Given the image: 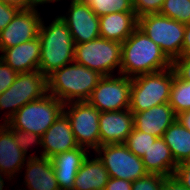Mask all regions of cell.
Here are the masks:
<instances>
[{"instance_id": "cell-6", "label": "cell", "mask_w": 190, "mask_h": 190, "mask_svg": "<svg viewBox=\"0 0 190 190\" xmlns=\"http://www.w3.org/2000/svg\"><path fill=\"white\" fill-rule=\"evenodd\" d=\"M64 103L47 93L21 107L8 121L14 128L42 136L63 113Z\"/></svg>"}, {"instance_id": "cell-34", "label": "cell", "mask_w": 190, "mask_h": 190, "mask_svg": "<svg viewBox=\"0 0 190 190\" xmlns=\"http://www.w3.org/2000/svg\"><path fill=\"white\" fill-rule=\"evenodd\" d=\"M175 74L182 80L190 82V56H180L172 62Z\"/></svg>"}, {"instance_id": "cell-3", "label": "cell", "mask_w": 190, "mask_h": 190, "mask_svg": "<svg viewBox=\"0 0 190 190\" xmlns=\"http://www.w3.org/2000/svg\"><path fill=\"white\" fill-rule=\"evenodd\" d=\"M43 22L41 20L38 32L41 44L39 71L47 77L74 61L75 42L59 15L47 27Z\"/></svg>"}, {"instance_id": "cell-4", "label": "cell", "mask_w": 190, "mask_h": 190, "mask_svg": "<svg viewBox=\"0 0 190 190\" xmlns=\"http://www.w3.org/2000/svg\"><path fill=\"white\" fill-rule=\"evenodd\" d=\"M131 79L129 109L132 112H142L169 102L173 67L156 73L138 75Z\"/></svg>"}, {"instance_id": "cell-33", "label": "cell", "mask_w": 190, "mask_h": 190, "mask_svg": "<svg viewBox=\"0 0 190 190\" xmlns=\"http://www.w3.org/2000/svg\"><path fill=\"white\" fill-rule=\"evenodd\" d=\"M18 73L0 58V94L15 81Z\"/></svg>"}, {"instance_id": "cell-17", "label": "cell", "mask_w": 190, "mask_h": 190, "mask_svg": "<svg viewBox=\"0 0 190 190\" xmlns=\"http://www.w3.org/2000/svg\"><path fill=\"white\" fill-rule=\"evenodd\" d=\"M134 128L141 132L162 137L166 129L177 119L169 103L153 106L142 112H133Z\"/></svg>"}, {"instance_id": "cell-36", "label": "cell", "mask_w": 190, "mask_h": 190, "mask_svg": "<svg viewBox=\"0 0 190 190\" xmlns=\"http://www.w3.org/2000/svg\"><path fill=\"white\" fill-rule=\"evenodd\" d=\"M104 190H132V181L109 177Z\"/></svg>"}, {"instance_id": "cell-12", "label": "cell", "mask_w": 190, "mask_h": 190, "mask_svg": "<svg viewBox=\"0 0 190 190\" xmlns=\"http://www.w3.org/2000/svg\"><path fill=\"white\" fill-rule=\"evenodd\" d=\"M37 4L31 8L21 9L13 20L0 32V51L14 47L38 37L42 17L36 10Z\"/></svg>"}, {"instance_id": "cell-8", "label": "cell", "mask_w": 190, "mask_h": 190, "mask_svg": "<svg viewBox=\"0 0 190 190\" xmlns=\"http://www.w3.org/2000/svg\"><path fill=\"white\" fill-rule=\"evenodd\" d=\"M47 93V77L39 70L18 73L12 85L0 94V109H10L4 115V123L25 104L40 99Z\"/></svg>"}, {"instance_id": "cell-26", "label": "cell", "mask_w": 190, "mask_h": 190, "mask_svg": "<svg viewBox=\"0 0 190 190\" xmlns=\"http://www.w3.org/2000/svg\"><path fill=\"white\" fill-rule=\"evenodd\" d=\"M97 16L116 12H135L133 0H82Z\"/></svg>"}, {"instance_id": "cell-5", "label": "cell", "mask_w": 190, "mask_h": 190, "mask_svg": "<svg viewBox=\"0 0 190 190\" xmlns=\"http://www.w3.org/2000/svg\"><path fill=\"white\" fill-rule=\"evenodd\" d=\"M138 27L160 47L171 62L181 56L186 24L155 13L138 17Z\"/></svg>"}, {"instance_id": "cell-21", "label": "cell", "mask_w": 190, "mask_h": 190, "mask_svg": "<svg viewBox=\"0 0 190 190\" xmlns=\"http://www.w3.org/2000/svg\"><path fill=\"white\" fill-rule=\"evenodd\" d=\"M138 27L135 12H116L99 17L100 37L123 43Z\"/></svg>"}, {"instance_id": "cell-20", "label": "cell", "mask_w": 190, "mask_h": 190, "mask_svg": "<svg viewBox=\"0 0 190 190\" xmlns=\"http://www.w3.org/2000/svg\"><path fill=\"white\" fill-rule=\"evenodd\" d=\"M26 167L24 182L29 190H60L50 158L30 155Z\"/></svg>"}, {"instance_id": "cell-18", "label": "cell", "mask_w": 190, "mask_h": 190, "mask_svg": "<svg viewBox=\"0 0 190 190\" xmlns=\"http://www.w3.org/2000/svg\"><path fill=\"white\" fill-rule=\"evenodd\" d=\"M41 44L39 38L3 50L0 58L17 73L39 70Z\"/></svg>"}, {"instance_id": "cell-14", "label": "cell", "mask_w": 190, "mask_h": 190, "mask_svg": "<svg viewBox=\"0 0 190 190\" xmlns=\"http://www.w3.org/2000/svg\"><path fill=\"white\" fill-rule=\"evenodd\" d=\"M133 129L134 117L130 109L101 112L99 118L100 146L125 143Z\"/></svg>"}, {"instance_id": "cell-32", "label": "cell", "mask_w": 190, "mask_h": 190, "mask_svg": "<svg viewBox=\"0 0 190 190\" xmlns=\"http://www.w3.org/2000/svg\"><path fill=\"white\" fill-rule=\"evenodd\" d=\"M21 9L17 5L0 0V32L13 20Z\"/></svg>"}, {"instance_id": "cell-7", "label": "cell", "mask_w": 190, "mask_h": 190, "mask_svg": "<svg viewBox=\"0 0 190 190\" xmlns=\"http://www.w3.org/2000/svg\"><path fill=\"white\" fill-rule=\"evenodd\" d=\"M122 43L96 38L93 41L75 44L74 62L110 76L118 67L120 74Z\"/></svg>"}, {"instance_id": "cell-25", "label": "cell", "mask_w": 190, "mask_h": 190, "mask_svg": "<svg viewBox=\"0 0 190 190\" xmlns=\"http://www.w3.org/2000/svg\"><path fill=\"white\" fill-rule=\"evenodd\" d=\"M169 105L175 114L190 110V82L180 79L173 69V83L170 91Z\"/></svg>"}, {"instance_id": "cell-22", "label": "cell", "mask_w": 190, "mask_h": 190, "mask_svg": "<svg viewBox=\"0 0 190 190\" xmlns=\"http://www.w3.org/2000/svg\"><path fill=\"white\" fill-rule=\"evenodd\" d=\"M141 159L148 174H157L164 177L174 176L178 166L170 148L162 137L154 141Z\"/></svg>"}, {"instance_id": "cell-10", "label": "cell", "mask_w": 190, "mask_h": 190, "mask_svg": "<svg viewBox=\"0 0 190 190\" xmlns=\"http://www.w3.org/2000/svg\"><path fill=\"white\" fill-rule=\"evenodd\" d=\"M63 113L70 121L77 144L95 151L100 146L99 118L101 112L87 101H81L64 104Z\"/></svg>"}, {"instance_id": "cell-24", "label": "cell", "mask_w": 190, "mask_h": 190, "mask_svg": "<svg viewBox=\"0 0 190 190\" xmlns=\"http://www.w3.org/2000/svg\"><path fill=\"white\" fill-rule=\"evenodd\" d=\"M162 138L170 148L177 164L190 158V131L177 119L166 129Z\"/></svg>"}, {"instance_id": "cell-35", "label": "cell", "mask_w": 190, "mask_h": 190, "mask_svg": "<svg viewBox=\"0 0 190 190\" xmlns=\"http://www.w3.org/2000/svg\"><path fill=\"white\" fill-rule=\"evenodd\" d=\"M174 176L190 190V164L187 161L178 164Z\"/></svg>"}, {"instance_id": "cell-30", "label": "cell", "mask_w": 190, "mask_h": 190, "mask_svg": "<svg viewBox=\"0 0 190 190\" xmlns=\"http://www.w3.org/2000/svg\"><path fill=\"white\" fill-rule=\"evenodd\" d=\"M164 176L147 174L132 182V190H162Z\"/></svg>"}, {"instance_id": "cell-9", "label": "cell", "mask_w": 190, "mask_h": 190, "mask_svg": "<svg viewBox=\"0 0 190 190\" xmlns=\"http://www.w3.org/2000/svg\"><path fill=\"white\" fill-rule=\"evenodd\" d=\"M95 152L109 177L133 182L148 174L142 159L133 154L124 143L102 145Z\"/></svg>"}, {"instance_id": "cell-13", "label": "cell", "mask_w": 190, "mask_h": 190, "mask_svg": "<svg viewBox=\"0 0 190 190\" xmlns=\"http://www.w3.org/2000/svg\"><path fill=\"white\" fill-rule=\"evenodd\" d=\"M69 7L68 14L60 18L68 26L75 44L99 38V16L82 0L70 3Z\"/></svg>"}, {"instance_id": "cell-40", "label": "cell", "mask_w": 190, "mask_h": 190, "mask_svg": "<svg viewBox=\"0 0 190 190\" xmlns=\"http://www.w3.org/2000/svg\"><path fill=\"white\" fill-rule=\"evenodd\" d=\"M177 120L190 131V110L177 114Z\"/></svg>"}, {"instance_id": "cell-15", "label": "cell", "mask_w": 190, "mask_h": 190, "mask_svg": "<svg viewBox=\"0 0 190 190\" xmlns=\"http://www.w3.org/2000/svg\"><path fill=\"white\" fill-rule=\"evenodd\" d=\"M26 154L17 145L11 129L5 124H0V190H3L4 178L12 180L15 173L23 168ZM3 175V176H2Z\"/></svg>"}, {"instance_id": "cell-31", "label": "cell", "mask_w": 190, "mask_h": 190, "mask_svg": "<svg viewBox=\"0 0 190 190\" xmlns=\"http://www.w3.org/2000/svg\"><path fill=\"white\" fill-rule=\"evenodd\" d=\"M163 2L164 0H133V9L137 17L155 14L160 12Z\"/></svg>"}, {"instance_id": "cell-27", "label": "cell", "mask_w": 190, "mask_h": 190, "mask_svg": "<svg viewBox=\"0 0 190 190\" xmlns=\"http://www.w3.org/2000/svg\"><path fill=\"white\" fill-rule=\"evenodd\" d=\"M160 15L180 23H190V0H164Z\"/></svg>"}, {"instance_id": "cell-16", "label": "cell", "mask_w": 190, "mask_h": 190, "mask_svg": "<svg viewBox=\"0 0 190 190\" xmlns=\"http://www.w3.org/2000/svg\"><path fill=\"white\" fill-rule=\"evenodd\" d=\"M41 137V146L44 149L41 152V156L47 158H52L58 153L79 147L71 129L70 121L64 113L59 116Z\"/></svg>"}, {"instance_id": "cell-37", "label": "cell", "mask_w": 190, "mask_h": 190, "mask_svg": "<svg viewBox=\"0 0 190 190\" xmlns=\"http://www.w3.org/2000/svg\"><path fill=\"white\" fill-rule=\"evenodd\" d=\"M162 190H188L175 176L165 177Z\"/></svg>"}, {"instance_id": "cell-19", "label": "cell", "mask_w": 190, "mask_h": 190, "mask_svg": "<svg viewBox=\"0 0 190 190\" xmlns=\"http://www.w3.org/2000/svg\"><path fill=\"white\" fill-rule=\"evenodd\" d=\"M87 150L79 146L50 158L60 190H72L76 174L88 156Z\"/></svg>"}, {"instance_id": "cell-23", "label": "cell", "mask_w": 190, "mask_h": 190, "mask_svg": "<svg viewBox=\"0 0 190 190\" xmlns=\"http://www.w3.org/2000/svg\"><path fill=\"white\" fill-rule=\"evenodd\" d=\"M88 157L76 174L72 190H104L108 182V172L98 156L92 160Z\"/></svg>"}, {"instance_id": "cell-38", "label": "cell", "mask_w": 190, "mask_h": 190, "mask_svg": "<svg viewBox=\"0 0 190 190\" xmlns=\"http://www.w3.org/2000/svg\"><path fill=\"white\" fill-rule=\"evenodd\" d=\"M181 56H190V23L186 24Z\"/></svg>"}, {"instance_id": "cell-2", "label": "cell", "mask_w": 190, "mask_h": 190, "mask_svg": "<svg viewBox=\"0 0 190 190\" xmlns=\"http://www.w3.org/2000/svg\"><path fill=\"white\" fill-rule=\"evenodd\" d=\"M71 64L47 76V92L64 104L87 101L103 77L99 72L74 61Z\"/></svg>"}, {"instance_id": "cell-28", "label": "cell", "mask_w": 190, "mask_h": 190, "mask_svg": "<svg viewBox=\"0 0 190 190\" xmlns=\"http://www.w3.org/2000/svg\"><path fill=\"white\" fill-rule=\"evenodd\" d=\"M157 138L134 128L124 144L133 154L142 158Z\"/></svg>"}, {"instance_id": "cell-29", "label": "cell", "mask_w": 190, "mask_h": 190, "mask_svg": "<svg viewBox=\"0 0 190 190\" xmlns=\"http://www.w3.org/2000/svg\"><path fill=\"white\" fill-rule=\"evenodd\" d=\"M5 124L11 129L17 145L25 154H27L28 148L32 146L31 144L42 145V137L40 135L14 128L9 122Z\"/></svg>"}, {"instance_id": "cell-11", "label": "cell", "mask_w": 190, "mask_h": 190, "mask_svg": "<svg viewBox=\"0 0 190 190\" xmlns=\"http://www.w3.org/2000/svg\"><path fill=\"white\" fill-rule=\"evenodd\" d=\"M103 76L87 102L100 112L126 110L130 107L132 79L121 74Z\"/></svg>"}, {"instance_id": "cell-41", "label": "cell", "mask_w": 190, "mask_h": 190, "mask_svg": "<svg viewBox=\"0 0 190 190\" xmlns=\"http://www.w3.org/2000/svg\"><path fill=\"white\" fill-rule=\"evenodd\" d=\"M58 2L60 0H37V5L45 4V3H51V2ZM74 1H80V0H71V3Z\"/></svg>"}, {"instance_id": "cell-1", "label": "cell", "mask_w": 190, "mask_h": 190, "mask_svg": "<svg viewBox=\"0 0 190 190\" xmlns=\"http://www.w3.org/2000/svg\"><path fill=\"white\" fill-rule=\"evenodd\" d=\"M172 67V62L146 33L137 27L122 43L120 74L133 78Z\"/></svg>"}, {"instance_id": "cell-39", "label": "cell", "mask_w": 190, "mask_h": 190, "mask_svg": "<svg viewBox=\"0 0 190 190\" xmlns=\"http://www.w3.org/2000/svg\"><path fill=\"white\" fill-rule=\"evenodd\" d=\"M2 1L17 5L22 9L31 8L37 4V0H2Z\"/></svg>"}]
</instances>
